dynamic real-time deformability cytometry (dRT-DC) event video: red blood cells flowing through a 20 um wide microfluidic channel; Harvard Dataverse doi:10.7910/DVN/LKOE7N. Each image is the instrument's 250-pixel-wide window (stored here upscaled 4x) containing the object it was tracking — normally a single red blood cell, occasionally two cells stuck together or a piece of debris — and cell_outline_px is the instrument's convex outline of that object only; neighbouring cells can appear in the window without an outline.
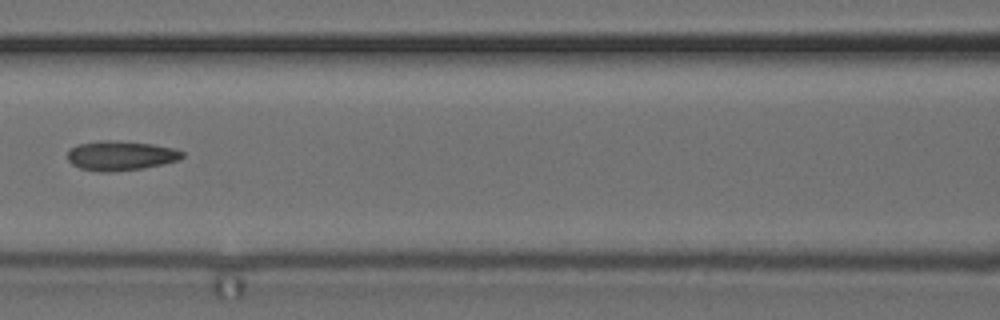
{"species": "common noctule bat (a hibernating species)", "species_latin": "Nyctalus noctula", "temperature_condition": "cold", "stored_images_in_passage": 8, "camera_frame_rate_fps": 3000, "um_per_image_px": 0.085, "animal": {"sex": "female", "body_mass_g": 24.6, "forearm_length_mm": 56.2}, "frame": {"image": 1, "passage_image": 7, "time_ms": 7.333, "image_size_px": [1000, 320], "cell_outline_px": [[184, 156], [180, 160], [164, 164], [144, 168], [116, 172], [100, 172], [80, 168], [72, 164], [68, 160], [68, 148], [76, 144], [100, 140], [112, 140], [152, 144], [176, 148], [184, 152]], "centroid_in_image_um": [10.26, 13.23], "position_along_channel_um": 156.3, "area_um2": 20.17}}
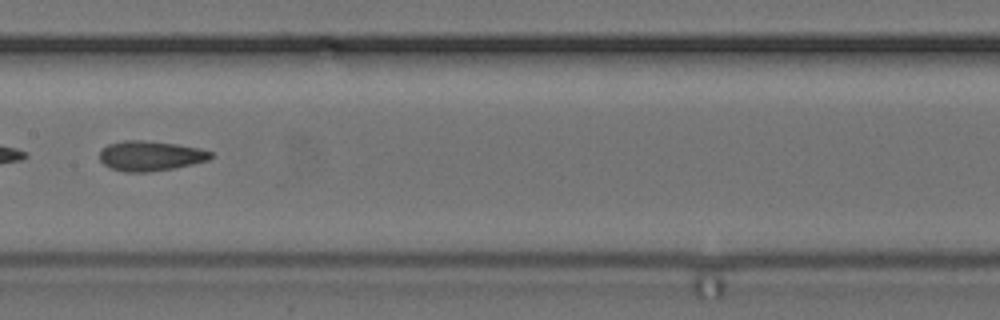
{"frame": {"image": 2, "passage_image": 8, "time_ms": 8.333, "image_size_px": [1000, 320], "cell_outline_px": [[216, 156], [208, 160], [192, 164], [172, 168], [148, 172], [124, 172], [108, 168], [100, 160], [100, 152], [108, 144], [124, 140], [140, 140], [176, 144], [200, 148], [212, 152]], "centroid_in_image_um": [12.79, 13.25], "position_along_channel_um": 194.6, "area_um2": 19.42}}